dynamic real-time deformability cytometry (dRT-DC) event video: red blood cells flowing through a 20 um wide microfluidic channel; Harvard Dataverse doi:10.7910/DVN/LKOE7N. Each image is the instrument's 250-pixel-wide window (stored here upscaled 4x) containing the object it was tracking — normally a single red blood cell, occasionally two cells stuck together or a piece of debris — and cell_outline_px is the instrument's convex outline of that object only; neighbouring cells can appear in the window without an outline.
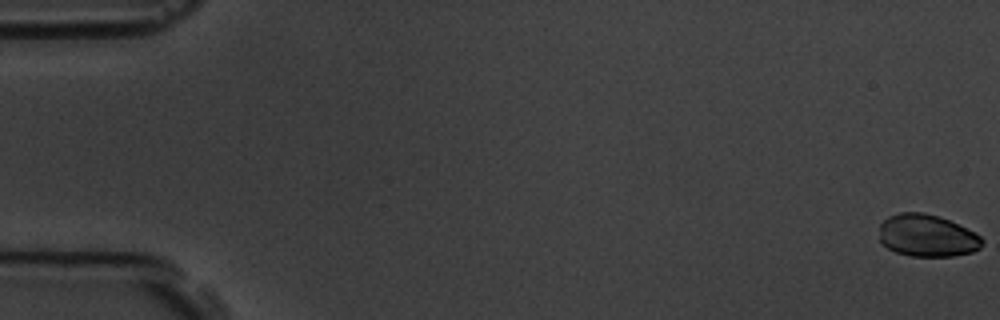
{"species": "common noctule bat (a hibernating species)", "species_latin": "Nyctalus noctula", "temperature_condition": "room temperature", "stored_images_in_passage": 8, "camera_frame_rate_fps": 3000, "um_per_image_px": 0.085, "animal": {"sex": "male", "body_mass_g": 19.5, "forearm_length_mm": 54.6}, "frame": {"image": 1, "passage_image": 1, "time_ms": 0.0, "image_size_px": [1000, 320], "cell_outline_px": [[984, 244], [980, 248], [972, 252], [952, 256], [912, 256], [896, 252], [888, 248], [880, 240], [880, 224], [888, 216], [900, 212], [924, 212], [948, 220], [980, 236], [984, 240]], "centroid_in_image_um": [78.79, 20.03], "position_along_channel_um": 6.2, "area_um2": 25.09}}
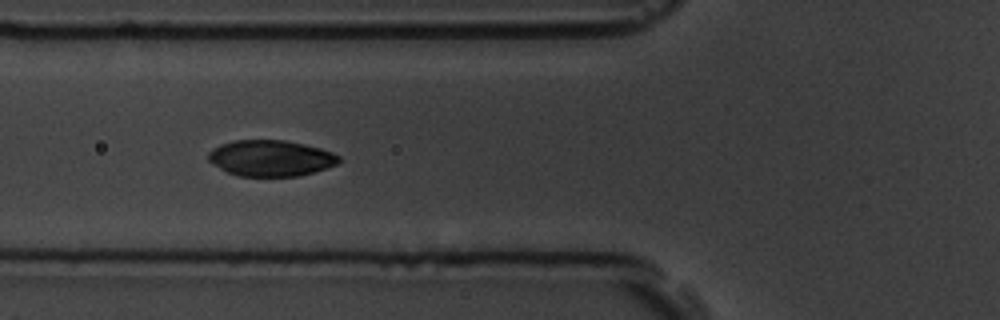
{"frame": {"image": 2, "passage_image": 7, "time_ms": 7.0, "image_size_px": [1000, 320], "cell_outline_px": [[340, 160], [336, 164], [300, 176], [240, 176], [228, 172], [212, 164], [208, 160], [208, 152], [212, 148], [220, 144], [232, 140], [284, 140], [304, 144], [320, 148], [332, 152], [340, 156]], "centroid_in_image_um": [22.97, 13.43], "position_along_channel_um": 102.8, "area_um2": 27.4}}
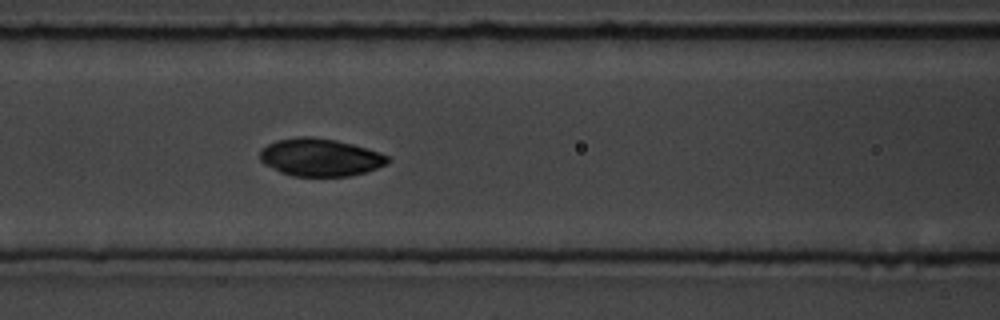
{"frame": {"image": 3, "passage_image": 8, "time_ms": 8.0, "image_size_px": [1000, 320], "cell_outline_px": [[392, 160], [388, 164], [364, 172], [348, 176], [292, 176], [280, 172], [264, 164], [260, 160], [260, 148], [276, 140], [300, 136], [312, 136], [336, 140], [352, 144], [380, 152], [388, 156]], "centroid_in_image_um": [27.2, 13.37], "position_along_channel_um": 139.4, "area_um2": 28.21}}